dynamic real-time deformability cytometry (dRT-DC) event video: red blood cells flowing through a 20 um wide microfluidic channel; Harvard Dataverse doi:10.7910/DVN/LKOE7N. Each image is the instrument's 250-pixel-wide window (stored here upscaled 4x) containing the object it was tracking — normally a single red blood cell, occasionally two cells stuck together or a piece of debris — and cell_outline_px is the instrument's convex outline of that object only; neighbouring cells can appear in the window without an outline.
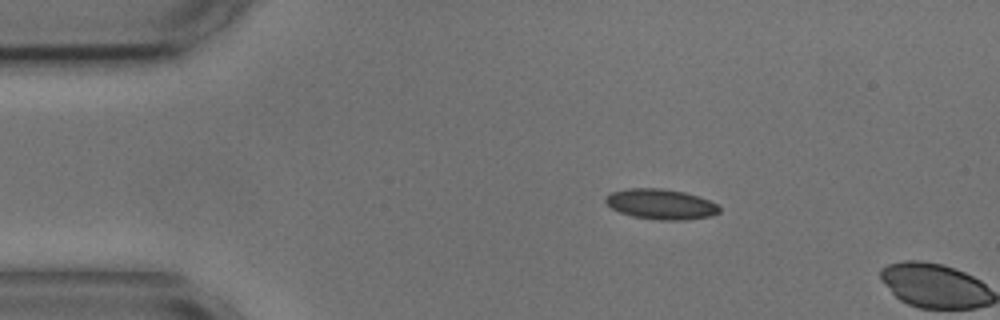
{"species": "common noctule bat (a hibernating species)", "species_latin": "Nyctalus noctula", "temperature_condition": "cold", "stored_images_in_passage": 2, "camera_frame_rate_fps": 3000, "um_per_image_px": 0.085, "animal": {"sex": "male", "body_mass_g": 17.9, "forearm_length_mm": 54.2}, "frame": {"image": 1, "passage_image": 1, "time_ms": 0.0, "image_size_px": [1000, 320], "cell_outline_px": [[720, 212], [712, 216], [684, 220], [660, 220], [632, 216], [620, 212], [612, 208], [604, 200], [604, 196], [612, 192], [628, 188], [660, 188], [684, 192], [708, 200], [716, 204], [720, 208]], "centroid_in_image_um": [56.16, 17.35], "position_along_channel_um": 28.8, "area_um2": 20.0}}